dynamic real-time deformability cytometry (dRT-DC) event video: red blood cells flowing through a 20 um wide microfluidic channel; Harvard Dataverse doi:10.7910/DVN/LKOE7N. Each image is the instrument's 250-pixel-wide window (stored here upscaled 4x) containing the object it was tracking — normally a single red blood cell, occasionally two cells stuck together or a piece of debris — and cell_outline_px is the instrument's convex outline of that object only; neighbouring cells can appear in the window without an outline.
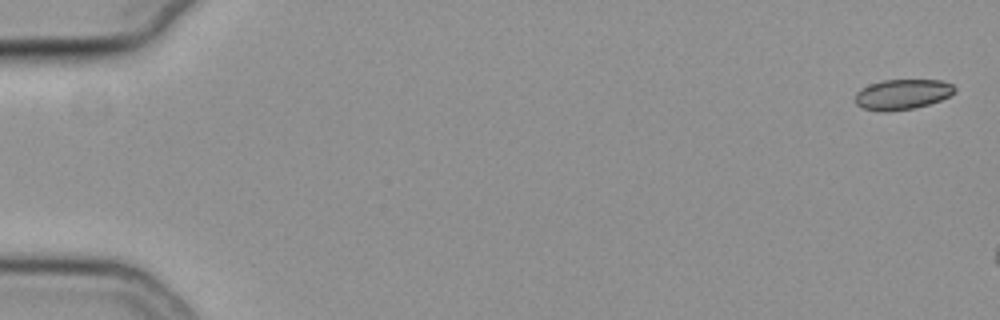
{"species": "common noctule bat (a hibernating species)", "species_latin": "Nyctalus noctula", "temperature_condition": "cold", "stored_images_in_passage": 9, "camera_frame_rate_fps": 3000, "um_per_image_px": 0.085, "animal": {"sex": "female", "body_mass_g": 19.3, "forearm_length_mm": 54.1}, "frame": {"image": 1, "passage_image": 1, "time_ms": 0.0, "image_size_px": [1000, 320], "cell_outline_px": [[956, 92], [940, 100], [928, 104], [912, 108], [884, 112], [880, 112], [864, 108], [856, 104], [856, 92], [860, 88], [868, 84], [884, 80], [940, 80], [952, 84], [956, 88]], "centroid_in_image_um": [76.68, 8.01], "position_along_channel_um": 8.3, "area_um2": 17.51}}